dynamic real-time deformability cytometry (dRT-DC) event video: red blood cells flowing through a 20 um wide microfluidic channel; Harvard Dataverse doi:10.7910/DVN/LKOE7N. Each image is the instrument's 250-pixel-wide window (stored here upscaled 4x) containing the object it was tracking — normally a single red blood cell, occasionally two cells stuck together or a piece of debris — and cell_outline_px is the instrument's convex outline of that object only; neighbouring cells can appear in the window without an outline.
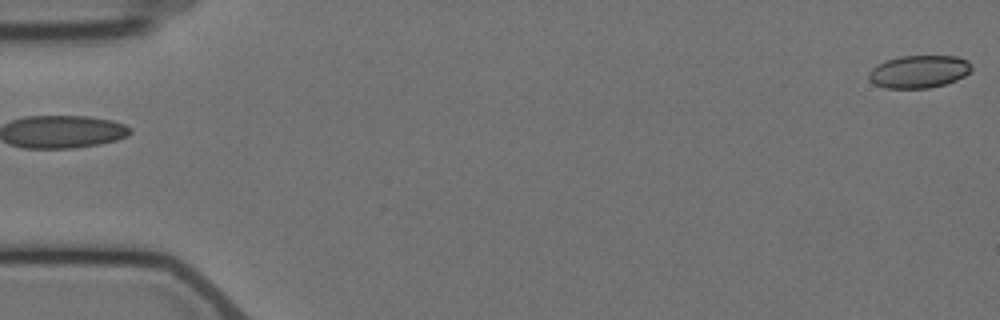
{"species": "Egyptian fruit bat (a non-hibernating species)", "species_latin": "Rousettus aegyptiacus", "temperature_condition": "cold", "stored_images_in_passage": 6, "camera_frame_rate_fps": 3000, "um_per_image_px": 0.085, "animal": {"sex": "female"}, "frame": {"image": 1, "passage_image": 1, "time_ms": 0.0, "image_size_px": [1000, 320], "cell_outline_px": [[972, 68], [964, 76], [956, 80], [944, 84], [928, 88], [884, 88], [868, 80], [868, 72], [876, 64], [900, 56], [956, 56], [968, 60], [972, 64]], "centroid_in_image_um": [78.09, 6.08], "position_along_channel_um": 6.9, "area_um2": 19.59}}
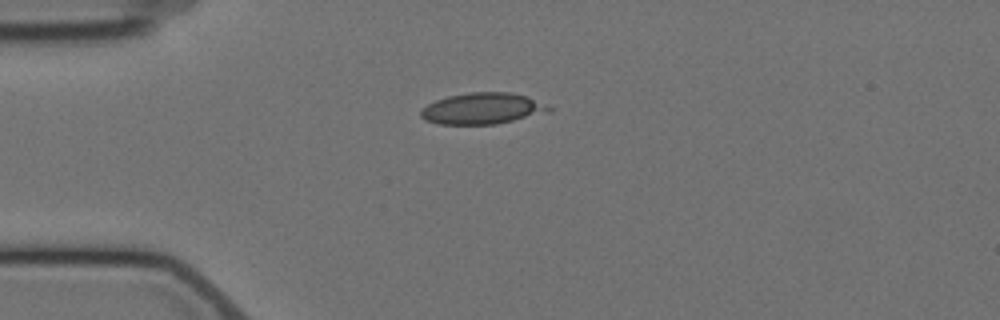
{"frame": {"image": 2, "passage_image": 5, "time_ms": 4.667, "image_size_px": [1000, 320], "cell_outline_px": [[552, 112], [496, 124], [440, 124], [424, 120], [420, 116], [420, 112], [428, 104], [436, 100], [448, 96], [468, 92], [512, 92], [528, 96], [552, 108]], "centroid_in_image_um": [41.04, 9.22], "position_along_channel_um": 44.0, "area_um2": 23.41}}